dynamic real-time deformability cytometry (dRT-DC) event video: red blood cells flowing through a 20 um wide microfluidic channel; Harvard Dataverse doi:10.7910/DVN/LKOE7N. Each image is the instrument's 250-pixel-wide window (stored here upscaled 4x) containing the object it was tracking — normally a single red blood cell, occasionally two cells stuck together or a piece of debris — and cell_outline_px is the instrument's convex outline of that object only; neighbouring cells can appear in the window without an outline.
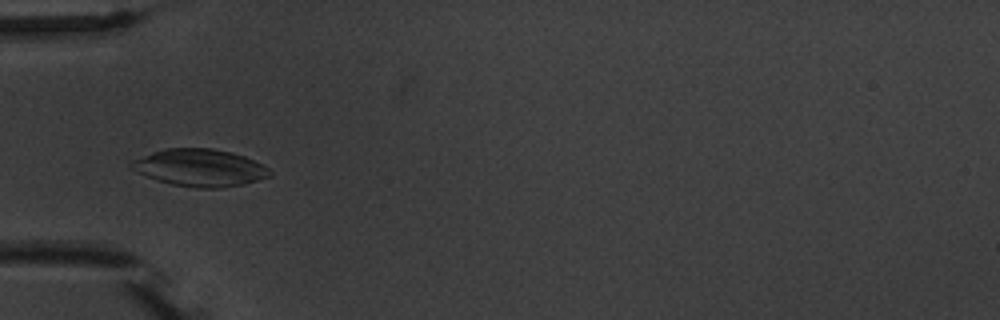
{"species": "common noctule bat (a hibernating species)", "species_latin": "Nyctalus noctula", "temperature_condition": "warm", "stored_images_in_passage": 5, "camera_frame_rate_fps": 3000, "um_per_image_px": 0.085, "animal": {"sex": "male", "body_mass_g": 20.1, "forearm_length_mm": 53.5}, "frame": {"image": 1, "passage_image": 5, "time_ms": 4.667, "image_size_px": [1000, 320], "cell_outline_px": [[272, 176], [244, 184], [220, 188], [196, 188], [172, 184], [156, 180], [136, 172], [128, 164], [128, 160], [164, 148], [212, 148], [232, 152], [244, 156], [264, 164], [272, 172]], "centroid_in_image_um": [16.97, 14.25], "position_along_channel_um": 68.0, "area_um2": 30.46}}